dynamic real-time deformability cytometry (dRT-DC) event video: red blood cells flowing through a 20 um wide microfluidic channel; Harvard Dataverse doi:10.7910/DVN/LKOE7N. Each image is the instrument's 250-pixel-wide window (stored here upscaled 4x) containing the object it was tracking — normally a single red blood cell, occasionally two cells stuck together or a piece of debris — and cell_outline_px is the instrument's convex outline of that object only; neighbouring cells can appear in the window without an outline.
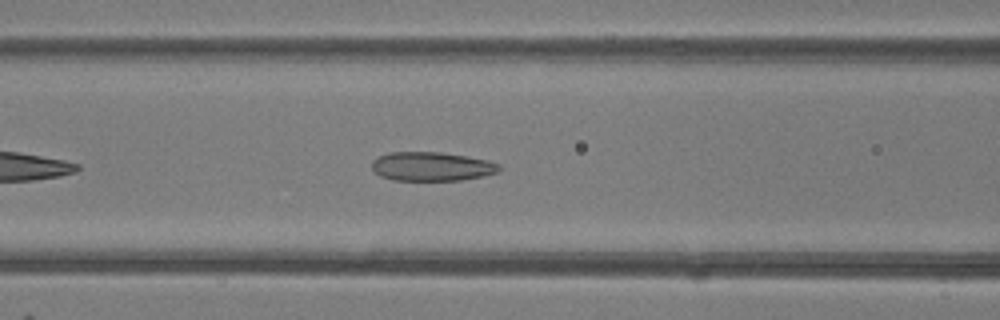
{"species": "common noctule bat (a hibernating species)", "species_latin": "Nyctalus noctula", "temperature_condition": "room temperature", "stored_images_in_passage": 38, "camera_frame_rate_fps": 3000, "um_per_image_px": 0.085, "animal": {"sex": "female"}, "frame": {"image": 1, "passage_image": 9, "time_ms": 2.667, "image_size_px": [1000, 320], "cell_outline_px": [[500, 168], [496, 172], [484, 176], [460, 180], [392, 180], [380, 176], [372, 168], [372, 160], [376, 156], [388, 152], [440, 152], [468, 156], [488, 160], [500, 164]], "centroid_in_image_um": [36.67, 14.14], "position_along_channel_um": 129.9, "area_um2": 21.62}}
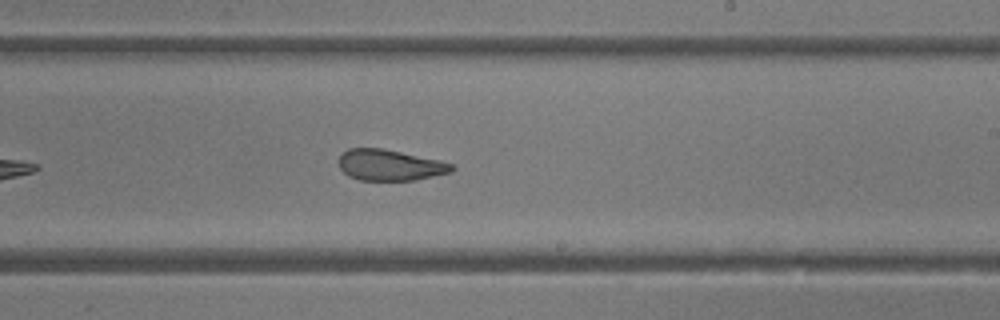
{"frame": {"image": 2, "passage_image": 18, "time_ms": 5.667, "image_size_px": [1000, 320], "cell_outline_px": [[456, 168], [452, 172], [416, 180], [360, 180], [348, 176], [340, 168], [340, 156], [348, 148], [384, 148], [440, 160], [452, 164]], "centroid_in_image_um": [33.17, 14.03], "position_along_channel_um": 255.8, "area_um2": 20.46}}
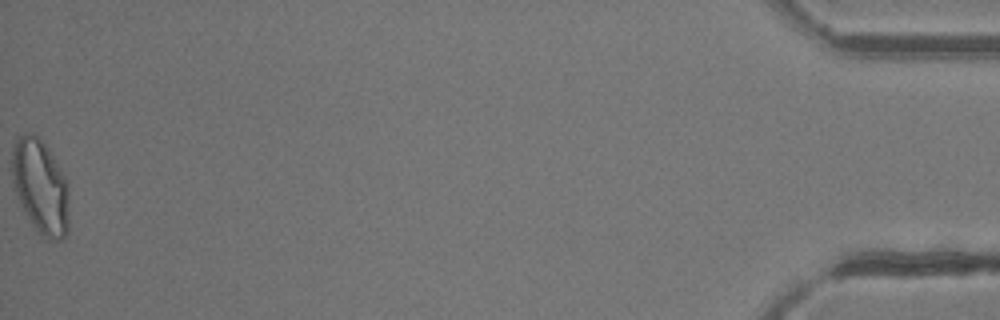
{"frame": {"image": 3, "passage_image": 38, "time_ms": 12.333, "image_size_px": [1000, 320], "cell_outline_px": [[68, 232], [60, 240], [48, 240], [32, 224], [24, 212], [12, 184], [12, 140], [24, 132], [32, 132], [44, 144], [68, 180]], "centroid_in_image_um": [3.42, 15.83], "position_along_channel_um": 431.8, "area_um2": 31.56}, "authors_computed_cell_mechanics": {"area_um2": 21.7617, "velocity_mm_per_s": 4.205, "shape_relaxation_time_tau1_ms": null, "shape_relaxation_time_tau2_ms": 1.6606, "deformation_change_tau1": null, "deformation_change_tau2": 0.0849}}